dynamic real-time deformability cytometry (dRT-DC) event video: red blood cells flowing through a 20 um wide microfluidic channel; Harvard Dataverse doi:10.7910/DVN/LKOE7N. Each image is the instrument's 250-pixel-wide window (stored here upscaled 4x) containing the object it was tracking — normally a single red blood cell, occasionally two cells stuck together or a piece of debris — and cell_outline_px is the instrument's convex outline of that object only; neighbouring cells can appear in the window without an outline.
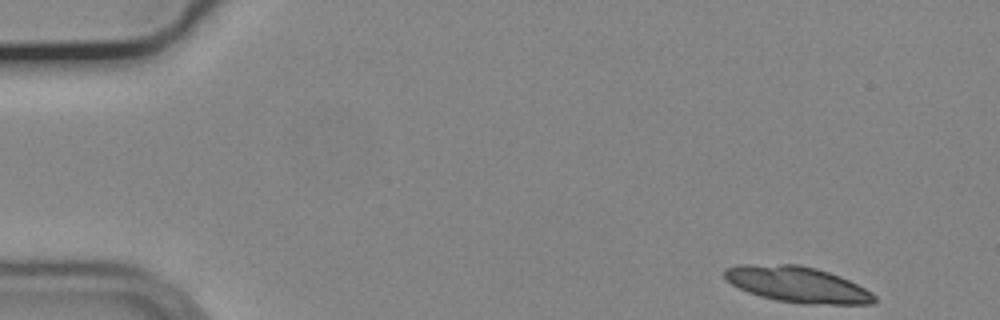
{"species": "common noctule bat (a hibernating species)", "species_latin": "Nyctalus noctula", "temperature_condition": "cold", "stored_images_in_passage": 14, "camera_frame_rate_fps": 3000, "um_per_image_px": 0.085, "animal": {"sex": "male", "body_mass_g": 19.2, "forearm_length_mm": 51.8}, "frame": {"image": 1, "passage_image": 1, "time_ms": 0.0, "image_size_px": [1000, 320], "cell_outline_px": [[876, 300], [872, 304], [804, 304], [776, 300], [760, 296], [748, 292], [732, 284], [724, 276], [724, 268], [740, 264], [800, 264], [816, 268], [840, 276], [872, 292], [876, 296]], "centroid_in_image_um": [67.77, 24.17], "position_along_channel_um": 17.2, "area_um2": 31.33}}